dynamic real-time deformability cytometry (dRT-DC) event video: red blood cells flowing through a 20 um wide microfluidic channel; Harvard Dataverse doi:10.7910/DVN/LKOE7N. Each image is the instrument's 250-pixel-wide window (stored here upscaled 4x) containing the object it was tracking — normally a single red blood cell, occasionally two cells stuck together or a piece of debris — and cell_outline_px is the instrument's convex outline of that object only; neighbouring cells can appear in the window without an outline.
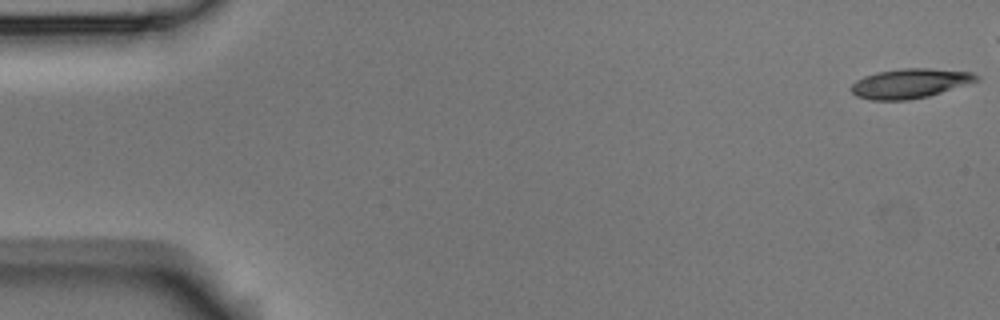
{"species": "Egyptian fruit bat (a non-hibernating species)", "species_latin": "Rousettus aegyptiacus", "temperature_condition": "room temperature", "stored_images_in_passage": 47, "camera_frame_rate_fps": 3000, "um_per_image_px": 0.085, "animal": {"sex": "male"}, "frame": {"image": 1, "passage_image": 1, "time_ms": 0.0, "image_size_px": [1000, 320], "cell_outline_px": [[980, 80], [928, 96], [908, 100], [872, 100], [856, 96], [848, 88], [856, 80], [864, 76], [876, 72], [900, 68], [932, 68], [972, 72], [980, 76]], "centroid_in_image_um": [77.33, 7.08], "position_along_channel_um": 7.7, "area_um2": 21.73}}
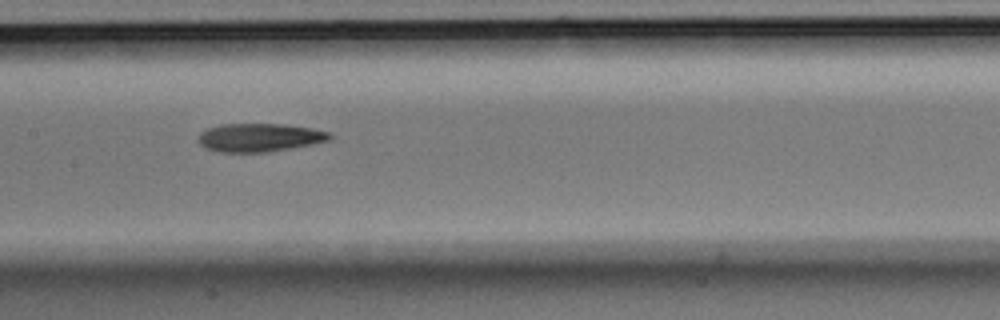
{"frame": {"image": 2, "passage_image": 26, "time_ms": 8.333, "image_size_px": [1000, 320], "cell_outline_px": [[332, 140], [312, 144], [268, 152], [220, 152], [204, 148], [196, 140], [200, 132], [208, 128], [220, 124], [280, 124], [308, 128], [332, 132]], "centroid_in_image_um": [22.03, 11.69], "position_along_channel_um": 185.4, "area_um2": 21.79}}
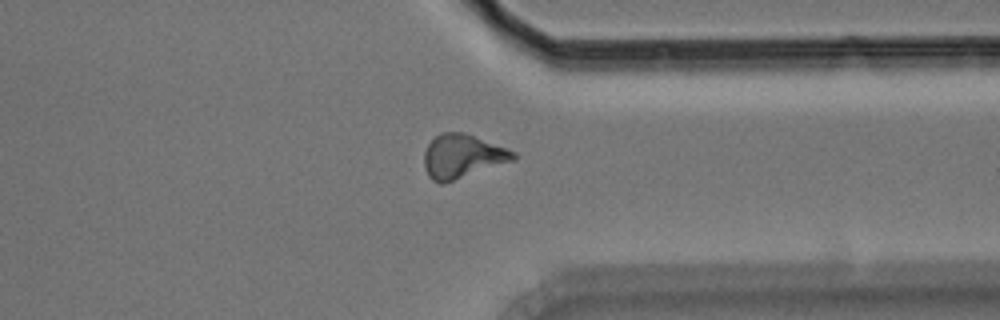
{"frame": {"image": 3, "passage_image": 41, "time_ms": 13.333, "image_size_px": [1000, 320], "cell_outline_px": [[516, 156], [512, 160], [444, 184], [440, 184], [432, 180], [428, 176], [424, 168], [424, 152], [428, 144], [440, 132], [464, 132], [516, 152]], "centroid_in_image_um": [39.24, 13.29], "position_along_channel_um": 372.2, "area_um2": 22.54}, "authors_computed_cell_mechanics": {"area_um2": 21.8484, "velocity_mm_per_s": 3.7727, "shape_relaxation_time_tau1_ms": 6.0944, "shape_relaxation_time_tau2_ms": 4.8521, "deformation_change_tau1": 0.1885, "deformation_change_tau2": 0.1392}}